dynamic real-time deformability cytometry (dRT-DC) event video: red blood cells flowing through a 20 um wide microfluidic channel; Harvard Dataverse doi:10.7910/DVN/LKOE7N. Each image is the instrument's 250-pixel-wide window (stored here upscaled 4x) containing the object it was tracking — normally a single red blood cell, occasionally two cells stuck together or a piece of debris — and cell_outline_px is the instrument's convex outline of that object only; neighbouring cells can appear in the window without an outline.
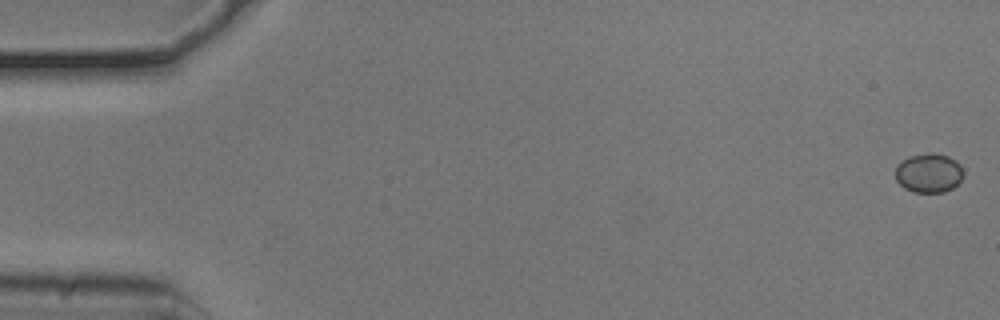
{"species": "common noctule bat (a hibernating species)", "species_latin": "Nyctalus noctula", "temperature_condition": "cold", "stored_images_in_passage": 47, "camera_frame_rate_fps": 3000, "um_per_image_px": 0.085, "animal": {"sex": "male", "body_mass_g": 20.5, "forearm_length_mm": 52.5}, "frame": {"image": 1, "passage_image": 1, "time_ms": 0.0, "image_size_px": [1000, 320], "cell_outline_px": [[964, 176], [952, 188], [944, 192], [912, 192], [904, 188], [896, 180], [896, 168], [908, 156], [928, 152], [932, 152], [948, 156], [956, 160], [960, 164], [964, 172]], "centroid_in_image_um": [78.97, 14.7], "position_along_channel_um": 6.0, "area_um2": 15.61}}
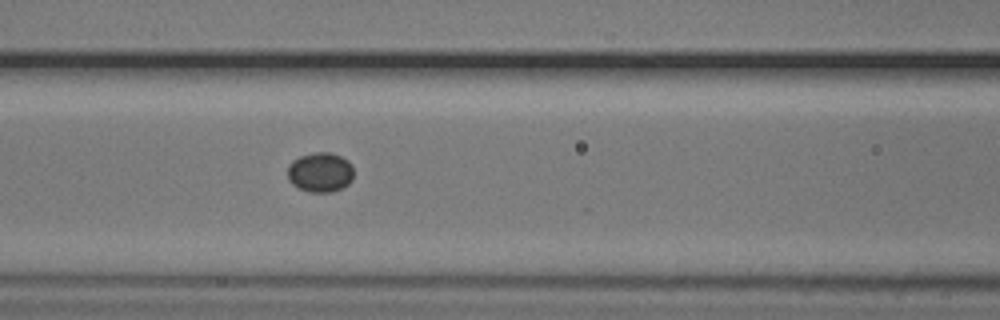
{"frame": {"image": 2, "passage_image": 23, "time_ms": 7.333, "image_size_px": [1000, 320], "cell_outline_px": [[352, 180], [348, 184], [332, 192], [308, 192], [292, 184], [288, 180], [288, 164], [292, 160], [300, 156], [316, 152], [332, 152], [348, 160], [352, 164]], "centroid_in_image_um": [27.21, 14.63], "position_along_channel_um": 139.4, "area_um2": 15.37}}
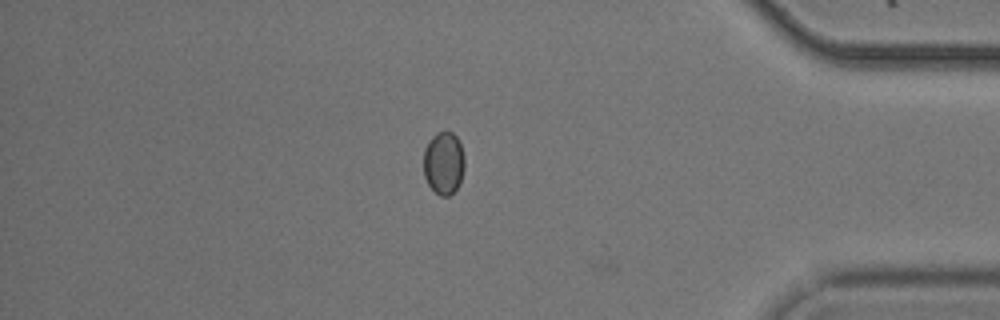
{"frame": {"image": 3, "passage_image": 46, "time_ms": 15.0, "image_size_px": [1000, 320], "cell_outline_px": [[464, 168], [460, 184], [448, 196], [440, 196], [428, 184], [424, 176], [424, 148], [428, 140], [436, 132], [452, 132], [456, 136], [460, 144], [464, 156]], "centroid_in_image_um": [37.71, 13.84], "position_along_channel_um": 397.5, "area_um2": 15.03}}